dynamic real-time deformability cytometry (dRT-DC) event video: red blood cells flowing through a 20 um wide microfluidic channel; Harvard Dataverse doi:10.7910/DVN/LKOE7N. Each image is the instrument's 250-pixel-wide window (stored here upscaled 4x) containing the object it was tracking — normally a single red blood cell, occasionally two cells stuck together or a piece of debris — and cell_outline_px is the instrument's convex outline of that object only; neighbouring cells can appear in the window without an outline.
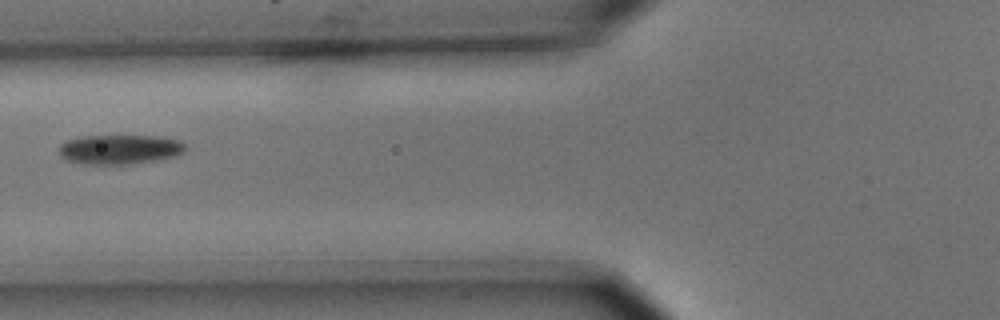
{"species": "common noctule bat (a hibernating species)", "species_latin": "Nyctalus noctula", "temperature_condition": "cold", "stored_images_in_passage": 9, "camera_frame_rate_fps": 3000, "um_per_image_px": 0.085, "animal": {"sex": "male", "body_mass_g": 15.6}, "frame": {"image": 1, "passage_image": 6, "time_ms": 1.667, "image_size_px": [1000, 320], "cell_outline_px": [[184, 152], [176, 156], [128, 164], [84, 164], [68, 160], [60, 156], [60, 144], [68, 140], [80, 136], [160, 136], [180, 140], [184, 144]], "centroid_in_image_um": [10.17, 12.69], "position_along_channel_um": 115.6, "area_um2": 21.56}}
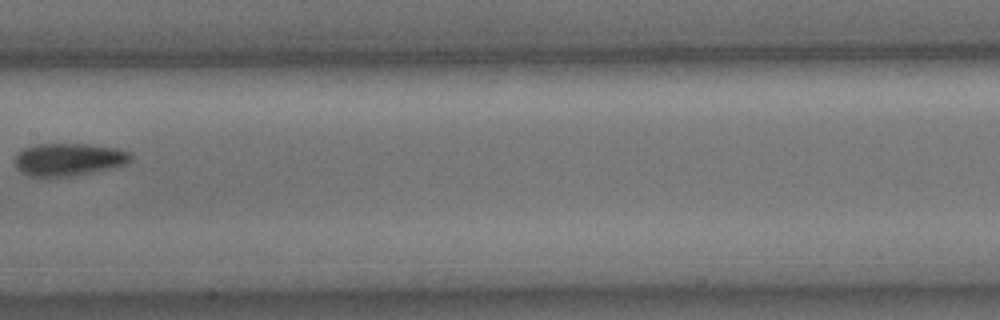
{"frame": {"image": 2, "passage_image": 8, "time_ms": 2.333, "image_size_px": [1000, 320], "cell_outline_px": [[132, 160], [124, 164], [76, 176], [28, 176], [20, 172], [16, 168], [12, 160], [16, 152], [24, 148], [36, 144], [88, 144], [116, 148], [132, 152]], "centroid_in_image_um": [5.78, 13.55], "position_along_channel_um": 201.6, "area_um2": 22.25}}
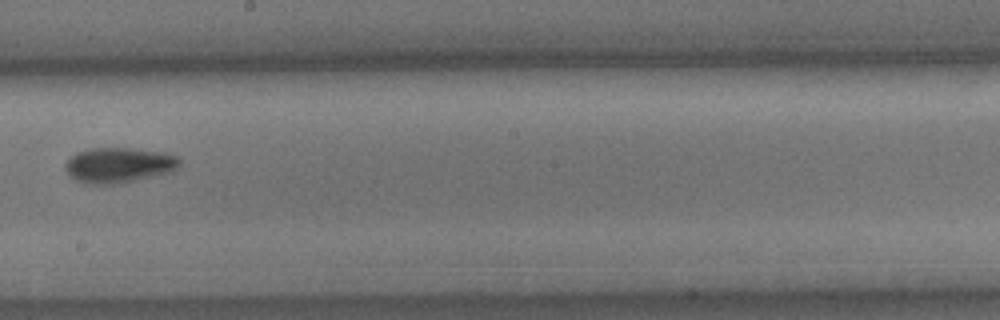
{"frame": {"image": 3, "passage_image": 9, "time_ms": 2.667, "image_size_px": [1000, 320], "cell_outline_px": [[180, 164], [172, 172], [136, 180], [112, 184], [88, 184], [76, 180], [64, 168], [64, 164], [76, 152], [92, 148], [132, 148], [164, 152], [180, 156]], "centroid_in_image_um": [10.13, 14.02], "position_along_channel_um": 238.1, "area_um2": 23.52}}